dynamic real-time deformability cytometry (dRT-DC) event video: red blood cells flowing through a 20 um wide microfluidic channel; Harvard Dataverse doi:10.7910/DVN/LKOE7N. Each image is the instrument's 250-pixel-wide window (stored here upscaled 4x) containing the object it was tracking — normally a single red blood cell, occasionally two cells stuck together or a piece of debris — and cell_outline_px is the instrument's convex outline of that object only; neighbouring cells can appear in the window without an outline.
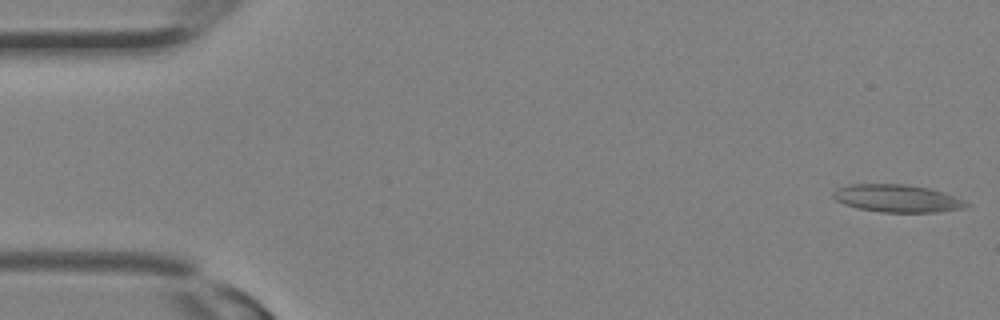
{"species": "Egyptian fruit bat (a non-hibernating species)", "species_latin": "Rousettus aegyptiacus", "temperature_condition": "room temperature", "stored_images_in_passage": 13, "camera_frame_rate_fps": 3000, "um_per_image_px": 0.085, "animal": {"sex": "female"}, "frame": {"image": 1, "passage_image": 1, "time_ms": 0.0, "image_size_px": [1000, 320], "cell_outline_px": [[972, 204], [964, 208], [936, 212], [880, 212], [860, 208], [844, 204], [836, 200], [832, 196], [832, 192], [836, 188], [848, 184], [908, 184], [928, 188], [944, 192], [964, 200]], "centroid_in_image_um": [76.26, 16.85], "position_along_channel_um": 8.7, "area_um2": 21.5}}
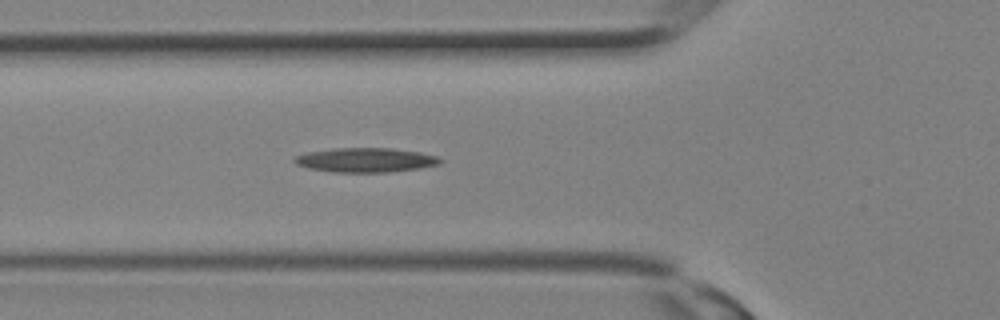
{"frame": {"image": 2, "passage_image": 11, "time_ms": 3.333, "image_size_px": [1000, 320], "cell_outline_px": [[444, 160], [440, 164], [420, 168], [388, 172], [332, 172], [308, 168], [296, 164], [292, 160], [296, 156], [308, 152], [332, 148], [392, 148], [420, 152], [436, 156]], "centroid_in_image_um": [31.08, 13.6], "position_along_channel_um": 94.7, "area_um2": 20.75}}
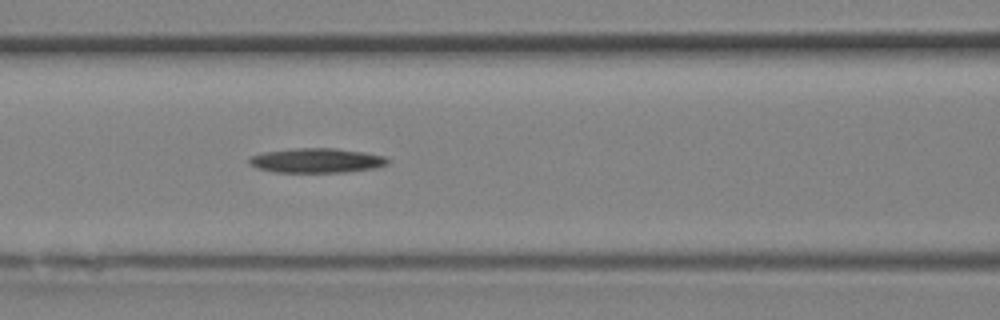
{"frame": {"image": 3, "passage_image": 13, "time_ms": 4.0, "image_size_px": [1000, 320], "cell_outline_px": [[388, 164], [376, 168], [344, 172], [272, 172], [256, 168], [248, 164], [248, 160], [252, 156], [264, 152], [296, 148], [336, 148], [364, 152], [384, 156], [388, 160]], "centroid_in_image_um": [26.89, 13.64], "position_along_channel_um": 139.7, "area_um2": 19.88}}